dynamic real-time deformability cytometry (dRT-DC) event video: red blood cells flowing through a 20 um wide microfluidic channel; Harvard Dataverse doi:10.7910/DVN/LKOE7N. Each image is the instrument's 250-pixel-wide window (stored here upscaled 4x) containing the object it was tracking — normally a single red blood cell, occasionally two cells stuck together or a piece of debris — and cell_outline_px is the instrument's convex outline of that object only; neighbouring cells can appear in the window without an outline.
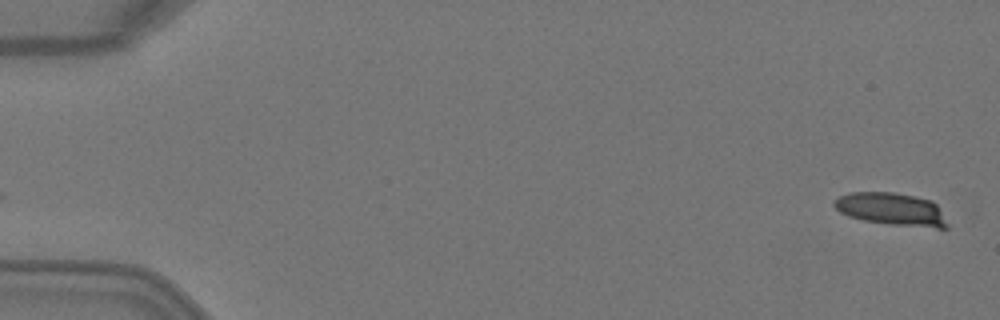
{"species": "Egyptian fruit bat (a non-hibernating species)", "species_latin": "Rousettus aegyptiacus", "temperature_condition": "warm", "stored_images_in_passage": 5, "segment_of_instrument_passage": [1, 2], "camera_frame_rate_fps": 3000, "um_per_image_px": 0.085, "animal": {"sex": "female"}, "frame": {"image": 1, "passage_image": 1, "time_ms": 0.0, "image_size_px": [1000, 320], "cell_outline_px": [[948, 228], [936, 228], [888, 224], [864, 220], [848, 216], [840, 212], [832, 204], [832, 200], [840, 196], [852, 192], [892, 192], [916, 196], [932, 200], [936, 204], [948, 224]], "centroid_in_image_um": [75.76, 17.77], "position_along_channel_um": 9.2, "area_um2": 21.56}}